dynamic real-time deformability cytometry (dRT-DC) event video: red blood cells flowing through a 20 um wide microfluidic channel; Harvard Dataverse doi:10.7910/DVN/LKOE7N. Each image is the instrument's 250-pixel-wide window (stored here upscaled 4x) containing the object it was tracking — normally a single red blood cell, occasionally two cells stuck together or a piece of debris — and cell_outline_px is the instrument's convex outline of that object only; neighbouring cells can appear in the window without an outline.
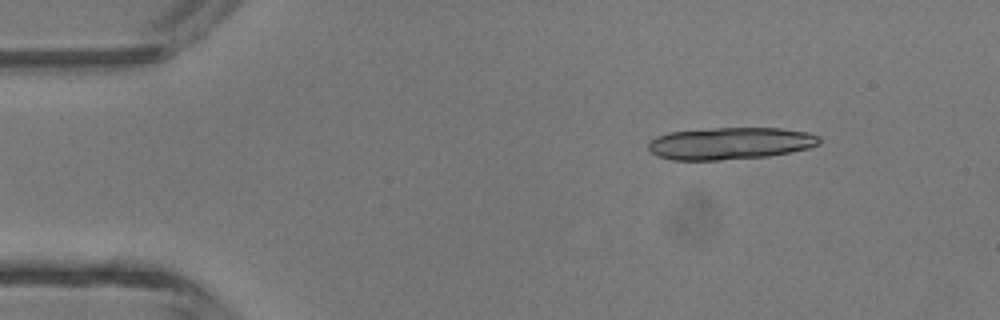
{"species": "common noctule bat (a hibernating species)", "species_latin": "Nyctalus noctula", "temperature_condition": "room temperature", "stored_images_in_passage": 3, "camera_frame_rate_fps": 3000, "um_per_image_px": 0.085, "animal": {"sex": "male", "body_mass_g": 13.3}, "frame": {"image": 1, "passage_image": 1, "time_ms": 0.0, "image_size_px": [1000, 320], "cell_outline_px": [[820, 144], [808, 148], [768, 156], [720, 160], [672, 160], [656, 156], [648, 148], [648, 144], [656, 136], [668, 132], [716, 128], [780, 128], [808, 132], [820, 136]], "centroid_in_image_um": [62.06, 12.19], "position_along_channel_um": 22.9, "area_um2": 32.02}}
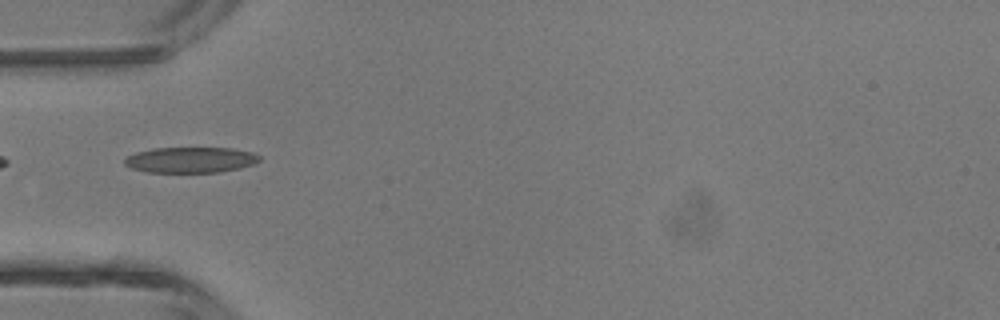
{"frame": {"image": 2, "passage_image": 3, "time_ms": 0.667, "image_size_px": [1000, 320], "cell_outline_px": [[260, 160], [252, 164], [240, 168], [220, 172], [144, 172], [132, 168], [124, 164], [124, 160], [128, 156], [136, 152], [156, 148], [232, 148], [252, 152], [260, 156]], "centroid_in_image_um": [16.2, 13.59], "position_along_channel_um": 68.8, "area_um2": 20.11}}